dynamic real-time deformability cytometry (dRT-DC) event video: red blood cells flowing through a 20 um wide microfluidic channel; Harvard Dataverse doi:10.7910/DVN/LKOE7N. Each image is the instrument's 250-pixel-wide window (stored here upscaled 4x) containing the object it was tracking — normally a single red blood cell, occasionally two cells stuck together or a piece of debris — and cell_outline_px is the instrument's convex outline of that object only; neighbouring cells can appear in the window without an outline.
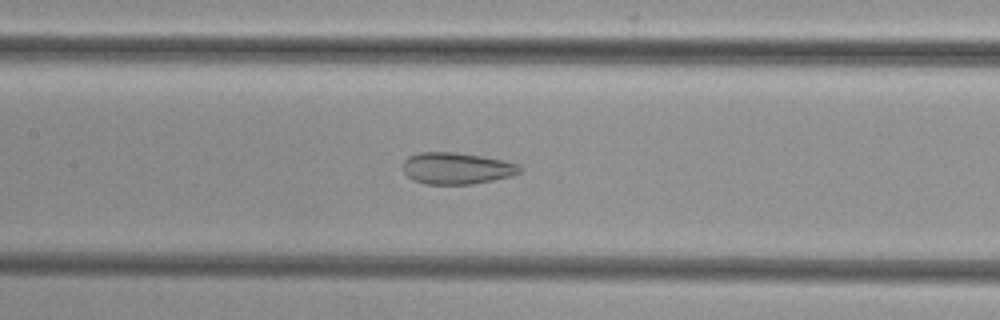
{"species": "common noctule bat (a hibernating species)", "species_latin": "Nyctalus noctula", "temperature_condition": "cold", "stored_images_in_passage": 45, "camera_frame_rate_fps": 3000, "um_per_image_px": 0.085, "animal": {"sex": "female", "body_mass_g": 29.2, "forearm_length_mm": 56.3}, "frame": {"image": 1, "passage_image": 18, "time_ms": 5.667, "image_size_px": [1000, 320], "cell_outline_px": [[520, 172], [512, 176], [472, 184], [424, 184], [412, 180], [404, 172], [404, 160], [408, 156], [420, 152], [452, 152], [480, 156], [504, 160], [520, 164]], "centroid_in_image_um": [38.81, 14.31], "position_along_channel_um": 168.6, "area_um2": 21.5}}
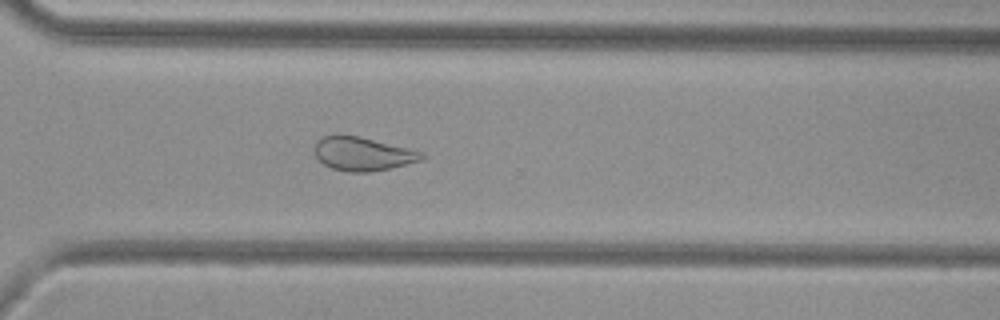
{"frame": {"image": 2, "passage_image": 31, "time_ms": 10.0, "image_size_px": [1000, 320], "cell_outline_px": [[424, 156], [420, 160], [392, 168], [372, 172], [348, 172], [332, 168], [324, 164], [316, 156], [312, 148], [316, 140], [324, 136], [336, 132], [360, 136], [408, 148], [420, 152]], "centroid_in_image_um": [30.74, 13.05], "position_along_channel_um": 339.9, "area_um2": 21.33}}
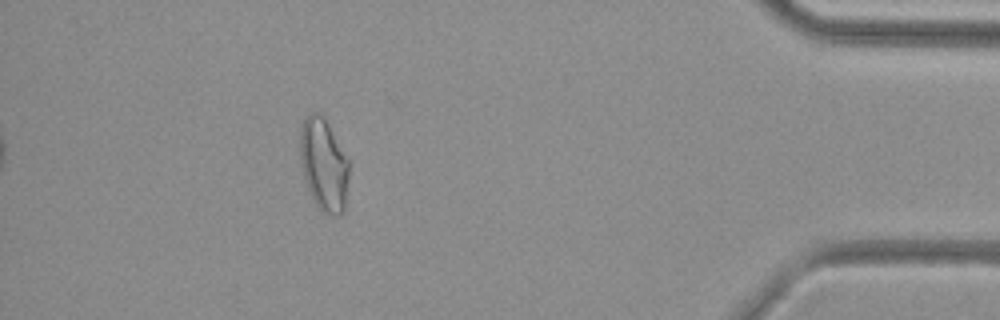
{"frame": {"image": 3, "passage_image": 40, "time_ms": 13.0, "image_size_px": [1000, 320], "cell_outline_px": [[348, 176], [344, 212], [340, 216], [328, 216], [320, 212], [312, 200], [304, 176], [300, 160], [300, 128], [304, 116], [312, 112], [320, 112], [324, 116], [348, 160]], "centroid_in_image_um": [27.5, 14.02], "position_along_channel_um": 407.7, "area_um2": 26.7}}